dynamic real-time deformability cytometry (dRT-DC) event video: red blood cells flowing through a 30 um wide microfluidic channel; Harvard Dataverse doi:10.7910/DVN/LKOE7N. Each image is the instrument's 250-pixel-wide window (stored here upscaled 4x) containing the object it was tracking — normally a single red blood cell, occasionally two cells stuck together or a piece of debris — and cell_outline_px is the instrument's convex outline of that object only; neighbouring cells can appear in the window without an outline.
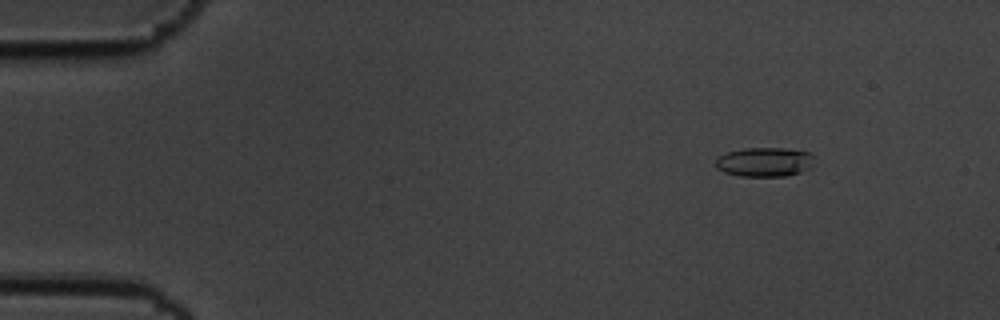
{"species": "common noctule bat (a hibernating species)", "species_latin": "Nyctalus noctula", "temperature_condition": "cold", "stored_images_in_passage": 58, "camera_frame_rate_fps": 3000, "um_per_image_px": 0.085, "animal": {"sex": "male", "body_mass_g": 19.5, "forearm_length_mm": 54.6}, "frame": {"image": 1, "passage_image": 7, "time_ms": 2.0, "image_size_px": [1000, 320], "cell_outline_px": [[812, 156], [808, 168], [800, 172], [784, 176], [740, 176], [724, 172], [716, 168], [716, 156], [728, 152], [744, 148], [784, 148], [808, 152]], "centroid_in_image_um": [64.9, 13.76], "position_along_channel_um": 20.1, "area_um2": 16.59}}
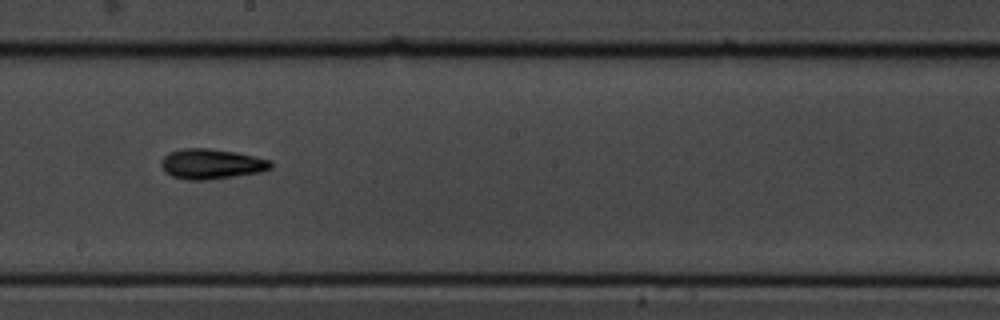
{"frame": {"image": 2, "passage_image": 33, "time_ms": 10.667, "image_size_px": [1000, 320], "cell_outline_px": [[272, 168], [260, 172], [204, 180], [188, 180], [172, 176], [164, 172], [160, 164], [160, 160], [168, 152], [184, 148], [208, 148], [236, 152], [272, 160]], "centroid_in_image_um": [17.94, 13.93], "position_along_channel_um": 230.3, "area_um2": 19.31}}
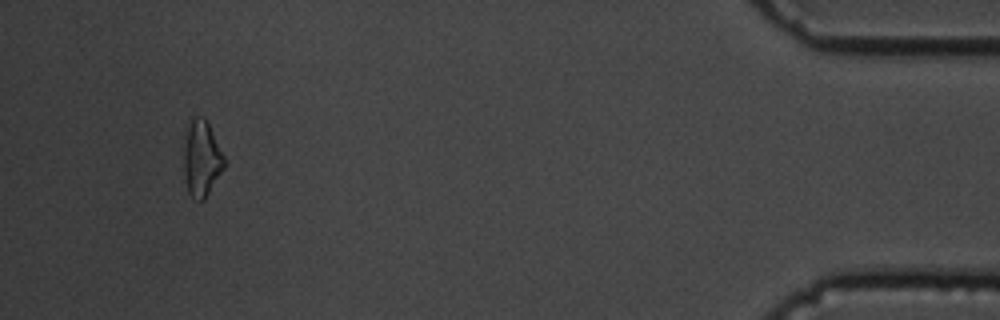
{"frame": {"image": 3, "passage_image": 55, "time_ms": 18.0, "image_size_px": [1000, 320], "cell_outline_px": [[224, 168], [204, 200], [192, 200], [188, 192], [184, 176], [184, 152], [188, 128], [192, 120], [196, 116], [204, 116], [224, 156]], "centroid_in_image_um": [17.13, 13.53], "position_along_channel_um": 418.1, "area_um2": 17.51}, "authors_computed_cell_mechanics": {"area_um2": 17.1088, "velocity_mm_per_s": 3.4808, "shape_relaxation_time_tau1_ms": 2.3627, "shape_relaxation_time_tau2_ms": 8.5659, "deformation_change_tau1": 0.1404, "deformation_change_tau2": 0.2104}}